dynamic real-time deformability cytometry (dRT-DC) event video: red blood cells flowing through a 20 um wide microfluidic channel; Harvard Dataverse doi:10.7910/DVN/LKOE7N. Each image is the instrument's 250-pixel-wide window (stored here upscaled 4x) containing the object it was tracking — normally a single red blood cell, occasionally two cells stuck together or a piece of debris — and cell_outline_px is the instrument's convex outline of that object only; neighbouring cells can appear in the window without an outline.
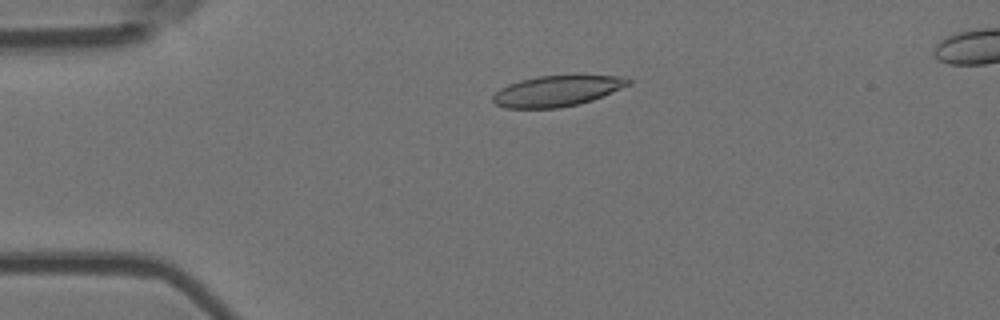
{"species": "Egyptian fruit bat (a non-hibernating species)", "species_latin": "Rousettus aegyptiacus", "temperature_condition": "room temperature", "stored_images_in_passage": 56, "camera_frame_rate_fps": 3000, "um_per_image_px": 0.085, "animal": {"sex": "female"}, "frame": {"image": 1, "passage_image": 13, "time_ms": 4.0, "image_size_px": [1000, 320], "cell_outline_px": [[632, 84], [592, 100], [580, 104], [560, 108], [504, 108], [496, 104], [492, 100], [492, 96], [500, 88], [508, 84], [520, 80], [536, 76], [620, 76], [632, 80]], "centroid_in_image_um": [47.33, 7.74], "position_along_channel_um": 37.7, "area_um2": 24.22}}
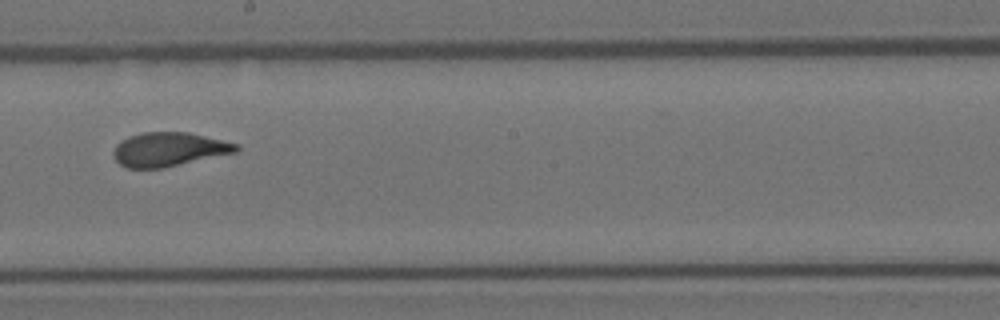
{"frame": {"image": 2, "passage_image": 32, "time_ms": 10.333, "image_size_px": [1000, 320], "cell_outline_px": [[240, 148], [236, 152], [164, 168], [124, 168], [116, 160], [112, 152], [116, 144], [128, 136], [140, 132], [188, 132], [240, 144]], "centroid_in_image_um": [14.34, 12.69], "position_along_channel_um": 233.9, "area_um2": 24.45}}
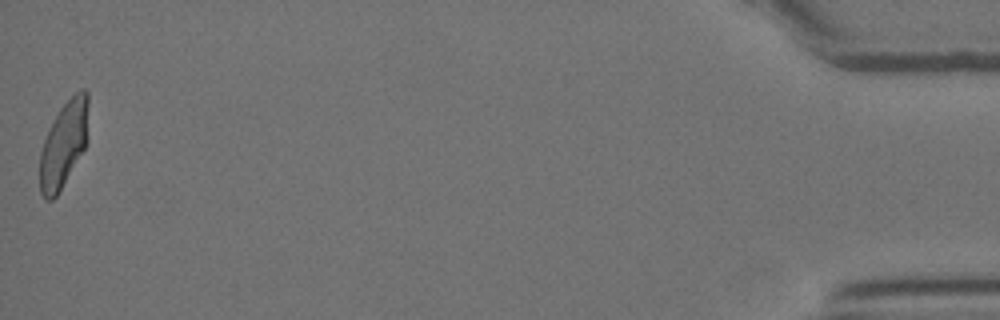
{"frame": {"image": 3, "passage_image": 56, "time_ms": 18.333, "image_size_px": [1000, 320], "cell_outline_px": [[88, 140], [84, 148], [56, 196], [52, 200], [44, 200], [40, 192], [40, 152], [48, 128], [60, 108], [80, 88], [84, 88], [88, 92]], "centroid_in_image_um": [5.42, 12.22], "position_along_channel_um": 429.8, "area_um2": 24.28}, "authors_computed_cell_mechanics": {"area_um2": 24.5939, "velocity_mm_per_s": 3.6409, "shape_relaxation_time_tau1_ms": 4.4921, "shape_relaxation_time_tau2_ms": 0.9135, "deformation_change_tau1": 0.1831, "deformation_change_tau2": 0.0878}}